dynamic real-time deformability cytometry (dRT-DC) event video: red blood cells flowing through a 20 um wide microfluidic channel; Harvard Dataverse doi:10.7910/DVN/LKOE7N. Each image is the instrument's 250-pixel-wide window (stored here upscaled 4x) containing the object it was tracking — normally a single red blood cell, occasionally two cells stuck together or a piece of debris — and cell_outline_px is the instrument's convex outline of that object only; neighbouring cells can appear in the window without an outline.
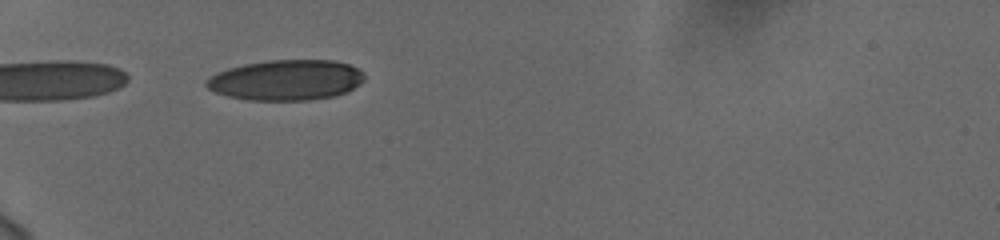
{"species": "human", "species_latin": "Homo sapiens", "temperature_condition": "cold", "stored_images_in_passage": 37, "camera_frame_rate_fps": 3000, "um_per_image_px": 0.085, "donor": {"sex": "female"}, "frame": {"image": 1, "passage_image": 1, "time_ms": 0.0, "image_size_px": [1000, 240], "cell_outline_px": [[364, 80], [360, 84], [348, 92], [332, 96], [308, 100], [248, 100], [228, 96], [216, 92], [208, 88], [204, 84], [204, 80], [216, 72], [228, 68], [244, 64], [268, 60], [332, 60], [348, 64], [364, 72]], "centroid_in_image_um": [24.31, 6.8], "position_along_channel_um": 60.7, "area_um2": 37.4}}
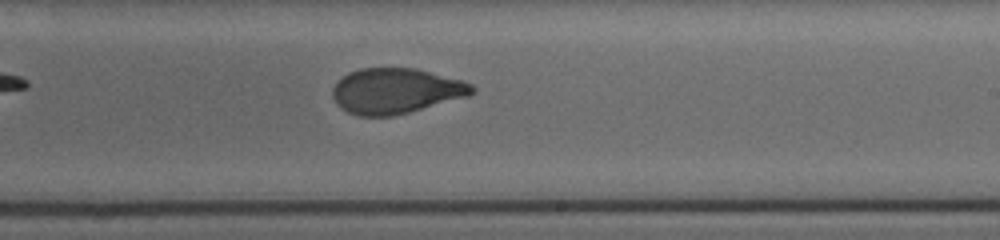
{"frame": {"image": 2, "passage_image": 18, "time_ms": 5.667, "image_size_px": [1000, 240], "cell_outline_px": [[476, 92], [468, 96], [408, 112], [392, 116], [360, 116], [348, 112], [340, 108], [336, 104], [332, 96], [332, 88], [348, 72], [360, 68], [416, 68], [460, 80], [472, 84], [476, 88]], "centroid_in_image_um": [33.63, 7.73], "position_along_channel_um": 255.4, "area_um2": 36.76}}
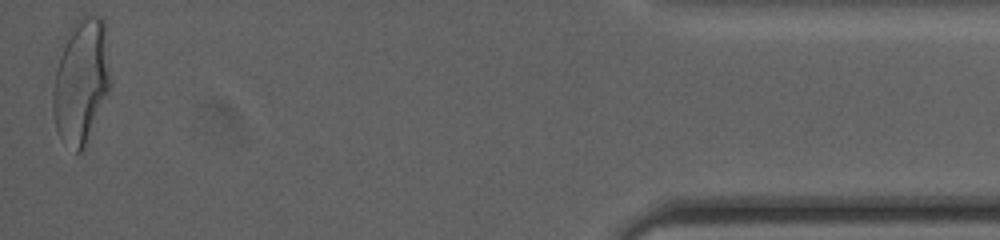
{"frame": {"image": 3, "passage_image": 37, "time_ms": 12.0, "image_size_px": [1000, 240], "cell_outline_px": [[112, 84], [84, 144], [80, 152], [76, 152], [60, 140], [56, 128], [52, 112], [52, 92], [56, 68], [64, 36], [68, 28], [80, 16], [100, 16], [104, 20]], "centroid_in_image_um": [6.87, 6.84], "position_along_channel_um": 428.3, "area_um2": 41.96}, "authors_computed_cell_mechanics": {"area_um2": 37.859, "velocity_mm_per_s": 3.7492, "shape_relaxation_time_tau1_ms": 7.5114, "shape_relaxation_time_tau2_ms": 1.0192, "deformation_change_tau1": 0.2101, "deformation_change_tau2": 0.0666}}